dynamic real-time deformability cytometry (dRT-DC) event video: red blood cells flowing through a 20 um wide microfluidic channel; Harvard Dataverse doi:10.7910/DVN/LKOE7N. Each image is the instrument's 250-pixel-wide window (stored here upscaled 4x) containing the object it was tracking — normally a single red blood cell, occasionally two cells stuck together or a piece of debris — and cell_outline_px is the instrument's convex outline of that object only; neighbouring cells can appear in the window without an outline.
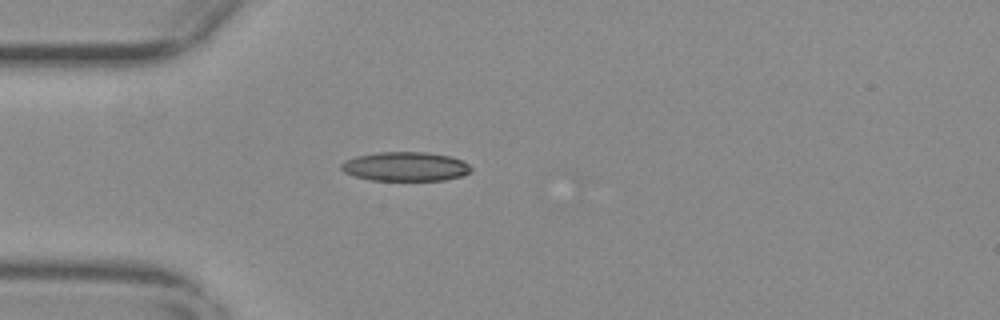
{"species": "common noctule bat (a hibernating species)", "species_latin": "Nyctalus noctula", "temperature_condition": "warm", "stored_images_in_passage": 40, "camera_frame_rate_fps": 3000, "um_per_image_px": 0.085, "animal": {"sex": "female", "body_mass_g": 29.2, "forearm_length_mm": 56.3}, "frame": {"image": 1, "passage_image": 1, "time_ms": 0.0, "image_size_px": [1000, 320], "cell_outline_px": [[472, 168], [464, 176], [444, 180], [372, 180], [356, 176], [344, 172], [340, 168], [340, 164], [344, 160], [356, 156], [376, 152], [424, 152], [452, 156], [468, 164]], "centroid_in_image_um": [34.45, 14.15], "position_along_channel_um": 50.6, "area_um2": 22.08}}
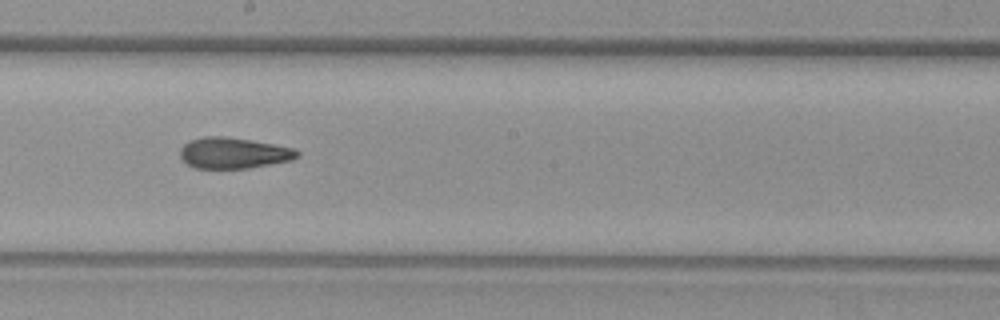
{"frame": {"image": 2, "passage_image": 16, "time_ms": 5.0, "image_size_px": [1000, 320], "cell_outline_px": [[300, 156], [292, 160], [248, 168], [196, 168], [188, 164], [180, 156], [180, 148], [184, 144], [192, 140], [204, 136], [224, 136], [252, 140], [296, 148], [300, 152]], "centroid_in_image_um": [19.89, 13.0], "position_along_channel_um": 228.3, "area_um2": 21.15}}
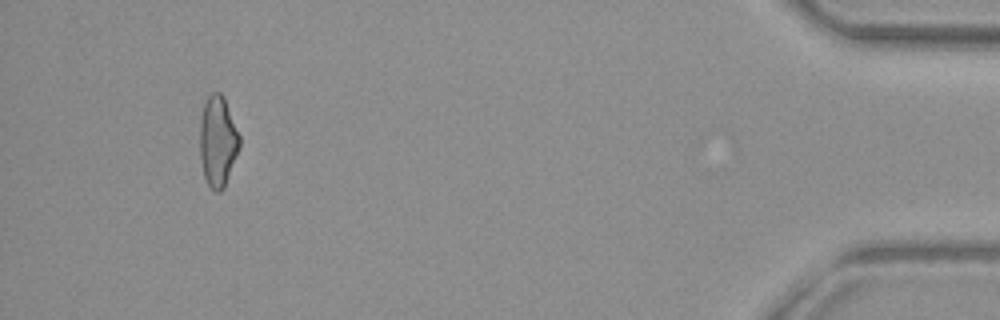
{"frame": {"image": 3, "passage_image": 37, "time_ms": 12.0, "image_size_px": [1000, 320], "cell_outline_px": [[240, 148], [224, 188], [220, 192], [216, 192], [208, 184], [204, 176], [200, 160], [200, 116], [204, 104], [208, 96], [212, 92], [220, 92], [224, 96], [240, 136]], "centroid_in_image_um": [18.51, 12.0], "position_along_channel_um": 416.7, "area_um2": 21.15}, "authors_computed_cell_mechanics": {"area_um2": 21.2704, "velocity_mm_per_s": 3.764, "shape_relaxation_time_tau1_ms": null, "shape_relaxation_time_tau2_ms": 3.1343, "deformation_change_tau1": null, "deformation_change_tau2": 0.1018}}